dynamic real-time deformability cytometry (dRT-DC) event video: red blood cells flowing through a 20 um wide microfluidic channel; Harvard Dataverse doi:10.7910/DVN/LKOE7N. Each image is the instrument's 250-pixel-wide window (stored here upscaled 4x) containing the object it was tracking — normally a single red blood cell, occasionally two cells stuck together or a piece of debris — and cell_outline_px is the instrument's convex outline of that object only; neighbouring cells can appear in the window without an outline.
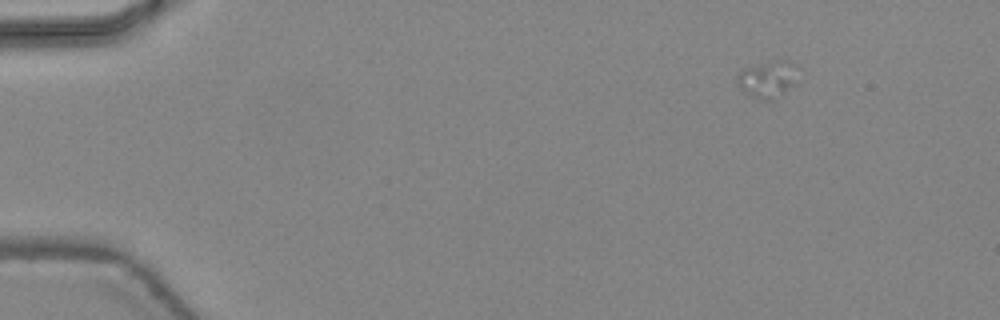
{"species": "common noctule bat (a hibernating species)", "species_latin": "Nyctalus noctula", "temperature_condition": "warm", "stored_images_in_passage": 15, "camera_frame_rate_fps": 3000, "um_per_image_px": 0.085, "animal": {"sex": "female", "body_mass_g": 24.6, "forearm_length_mm": 56.2}, "frame": {"image": 1, "passage_image": 1, "time_ms": 0.0, "image_size_px": [1000, 320], "cell_outline_px": [[792, 64], [788, 84], [772, 100], [764, 100], [752, 96], [736, 84], [736, 76], [744, 68], [776, 60], [784, 60]], "centroid_in_image_um": [65.03, 6.72], "position_along_channel_um": 20.0, "area_um2": 11.44}}